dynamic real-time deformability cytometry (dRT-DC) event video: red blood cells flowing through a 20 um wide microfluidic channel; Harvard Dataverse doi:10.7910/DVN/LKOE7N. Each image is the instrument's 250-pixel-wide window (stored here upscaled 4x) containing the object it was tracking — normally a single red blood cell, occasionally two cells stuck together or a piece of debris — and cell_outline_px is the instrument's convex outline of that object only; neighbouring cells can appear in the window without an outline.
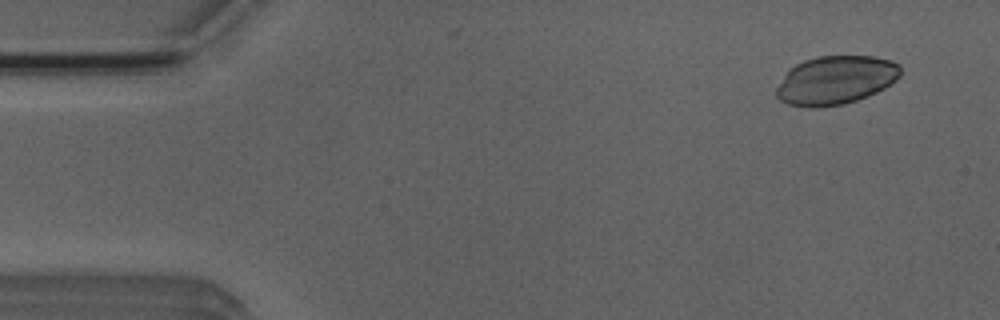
{"species": "Egyptian fruit bat (a non-hibernating species)", "species_latin": "Rousettus aegyptiacus", "temperature_condition": "room temperature", "stored_images_in_passage": 7, "camera_frame_rate_fps": 3000, "um_per_image_px": 0.085, "animal": {"sex": "male"}, "frame": {"image": 1, "passage_image": 4, "time_ms": 1.0, "image_size_px": [1000, 320], "cell_outline_px": [[900, 76], [896, 80], [884, 88], [868, 96], [844, 104], [816, 108], [812, 108], [788, 104], [780, 100], [776, 96], [776, 88], [784, 76], [796, 64], [804, 60], [816, 56], [872, 56], [892, 60], [900, 64]], "centroid_in_image_um": [71.04, 6.81], "position_along_channel_um": 14.0, "area_um2": 35.14}}